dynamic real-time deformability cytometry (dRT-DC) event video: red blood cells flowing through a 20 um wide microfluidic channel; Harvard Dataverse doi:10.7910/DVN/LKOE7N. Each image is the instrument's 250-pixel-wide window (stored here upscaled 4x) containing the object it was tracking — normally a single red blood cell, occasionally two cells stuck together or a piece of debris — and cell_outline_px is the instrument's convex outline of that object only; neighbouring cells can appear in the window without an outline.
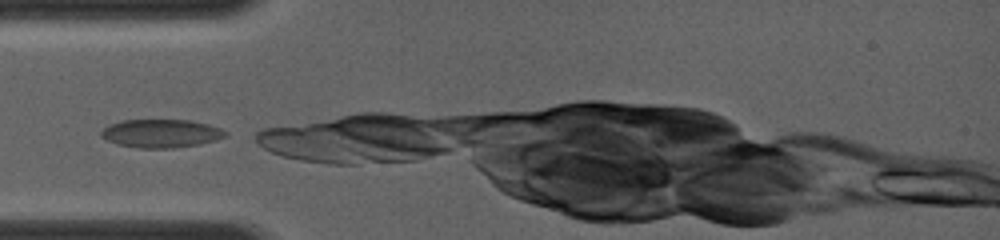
{"species": "common noctule bat (a hibernating species)", "species_latin": "Nyctalus noctula", "temperature_condition": "room temperature", "stored_images_in_passage": 4, "camera_frame_rate_fps": 4000, "um_per_image_px": 0.085, "animal": {"sex": "female", "body_mass_g": 19.0, "forearm_length_mm": 56.7}, "frame": {"image": 1, "passage_image": 1, "time_ms": 0.0, "image_size_px": [1000, 240], "cell_outline_px": [[224, 136], [200, 144], [172, 148], [144, 148], [120, 144], [108, 140], [100, 132], [104, 128], [112, 124], [124, 120], [188, 120], [208, 124], [220, 128], [224, 132]], "centroid_in_image_um": [13.69, 11.33], "position_along_channel_um": 71.3, "area_um2": 19.83}}